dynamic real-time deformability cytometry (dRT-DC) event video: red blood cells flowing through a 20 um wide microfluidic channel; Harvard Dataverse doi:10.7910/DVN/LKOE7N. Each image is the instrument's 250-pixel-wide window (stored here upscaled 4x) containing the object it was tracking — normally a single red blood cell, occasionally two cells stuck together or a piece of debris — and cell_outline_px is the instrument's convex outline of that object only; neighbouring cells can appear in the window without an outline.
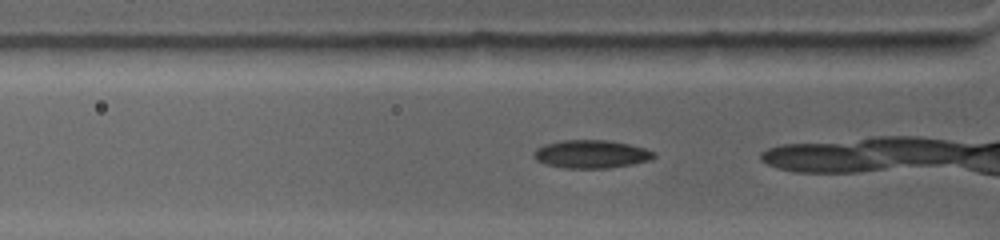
{"species": "common noctule bat (a hibernating species)", "species_latin": "Nyctalus noctula", "temperature_condition": "warm", "stored_images_in_passage": 35, "camera_frame_rate_fps": 4500, "um_per_image_px": 0.085, "animal": {"sex": "female", "body_mass_g": 19.0, "forearm_length_mm": 53.3}, "frame": {"image": 1, "passage_image": 9, "time_ms": 0.889, "image_size_px": [1000, 240], "cell_outline_px": [[656, 156], [648, 160], [632, 164], [608, 168], [564, 168], [548, 164], [536, 160], [532, 156], [532, 152], [536, 148], [544, 144], [560, 140], [608, 140], [628, 144], [644, 148], [656, 152]], "centroid_in_image_um": [50.22, 13.09], "position_along_channel_um": 75.6, "area_um2": 19.71}}
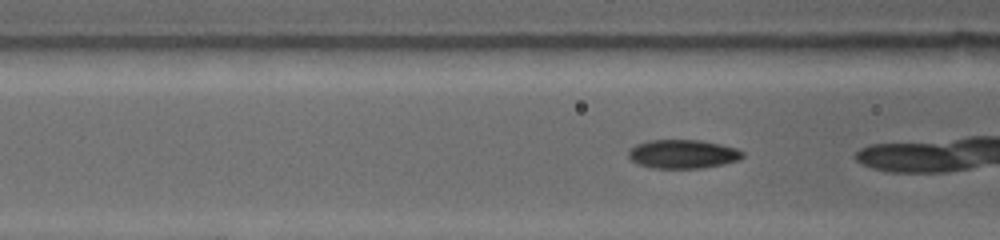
{"frame": {"image": 2, "passage_image": 17, "time_ms": 1.778, "image_size_px": [1000, 240], "cell_outline_px": [[744, 156], [740, 160], [724, 164], [700, 168], [652, 168], [640, 164], [632, 160], [628, 156], [628, 152], [636, 144], [648, 140], [700, 140], [720, 144], [736, 148], [744, 152]], "centroid_in_image_um": [58.07, 13.09], "position_along_channel_um": 108.5, "area_um2": 19.13}}
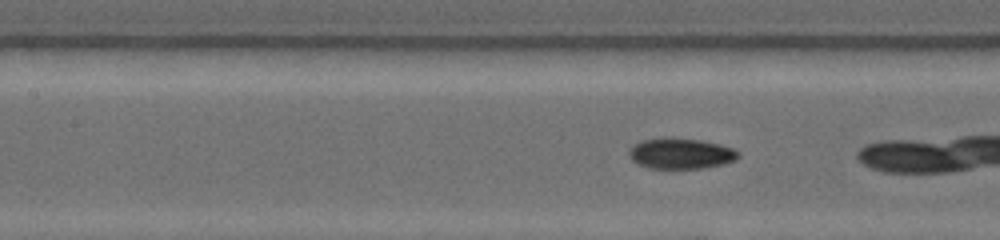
{"frame": {"image": 3, "passage_image": 26, "time_ms": 2.889, "image_size_px": [1000, 240], "cell_outline_px": [[740, 156], [736, 160], [724, 164], [704, 168], [648, 168], [632, 160], [628, 156], [628, 152], [640, 140], [660, 136], [672, 136], [700, 140], [720, 144], [732, 148], [740, 152]], "centroid_in_image_um": [57.87, 13.02], "position_along_channel_um": 149.5, "area_um2": 19.94}}